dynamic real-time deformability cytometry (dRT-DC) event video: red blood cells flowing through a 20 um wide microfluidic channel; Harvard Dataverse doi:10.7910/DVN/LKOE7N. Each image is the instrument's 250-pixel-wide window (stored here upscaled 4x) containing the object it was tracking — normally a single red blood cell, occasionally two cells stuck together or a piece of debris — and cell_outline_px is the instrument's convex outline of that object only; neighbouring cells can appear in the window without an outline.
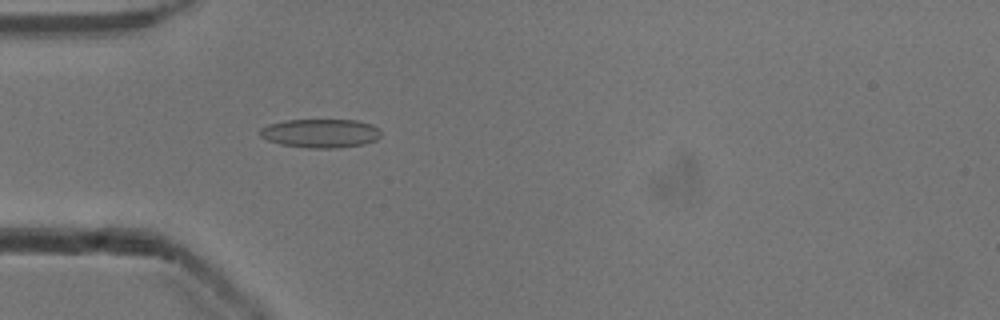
{"species": "common noctule bat (a hibernating species)", "species_latin": "Nyctalus noctula", "temperature_condition": "cold", "stored_images_in_passage": 52, "camera_frame_rate_fps": 3000, "um_per_image_px": 0.085, "animal": {"sex": "male", "body_mass_g": 13.3}, "frame": {"image": 1, "passage_image": 16, "time_ms": 5.0, "image_size_px": [1000, 320], "cell_outline_px": [[380, 136], [376, 140], [364, 144], [336, 148], [308, 148], [280, 144], [268, 140], [260, 136], [260, 128], [268, 124], [284, 120], [356, 120], [372, 124], [380, 128]], "centroid_in_image_um": [27.25, 11.32], "position_along_channel_um": 57.7, "area_um2": 20.4}}
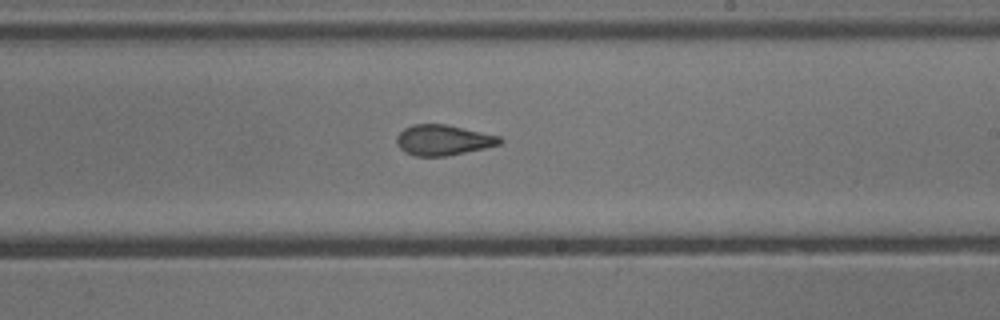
{"frame": {"image": 2, "passage_image": 31, "time_ms": 10.0, "image_size_px": [1000, 320], "cell_outline_px": [[504, 140], [500, 144], [484, 148], [444, 156], [416, 156], [404, 152], [396, 144], [396, 136], [404, 128], [412, 124], [444, 124], [500, 136]], "centroid_in_image_um": [37.63, 11.9], "position_along_channel_um": 251.4, "area_um2": 18.21}}
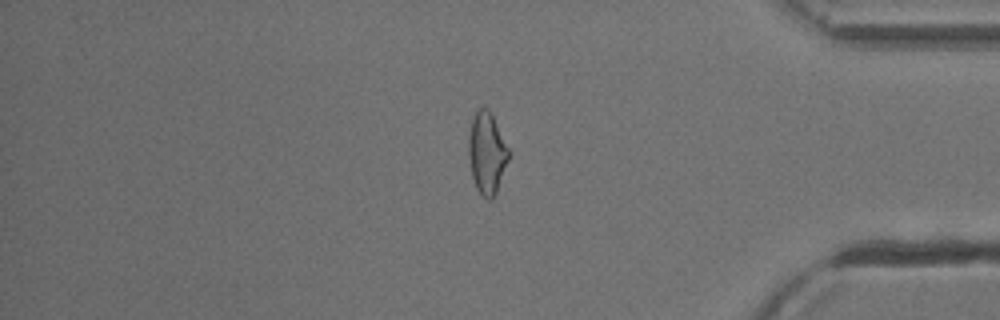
{"frame": {"image": 3, "passage_image": 44, "time_ms": 14.333, "image_size_px": [1000, 320], "cell_outline_px": [[508, 160], [496, 192], [492, 200], [488, 200], [480, 196], [476, 188], [472, 176], [468, 156], [468, 136], [472, 116], [480, 108], [488, 108], [492, 112], [508, 148]], "centroid_in_image_um": [41.36, 13.0], "position_along_channel_um": 393.8, "area_um2": 19.19}, "authors_computed_cell_mechanics": {"area_um2": 19.652, "velocity_mm_per_s": 3.9323, "shape_relaxation_time_tau1_ms": null, "shape_relaxation_time_tau2_ms": 1.7179, "deformation_change_tau1": null, "deformation_change_tau2": 0.0879}}